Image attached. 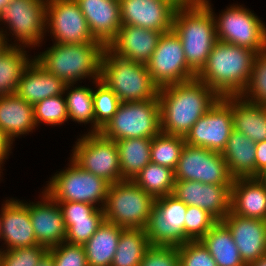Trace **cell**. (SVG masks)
<instances>
[{
  "mask_svg": "<svg viewBox=\"0 0 266 266\" xmlns=\"http://www.w3.org/2000/svg\"><path fill=\"white\" fill-rule=\"evenodd\" d=\"M221 97L197 78L159 88L161 132L185 137Z\"/></svg>",
  "mask_w": 266,
  "mask_h": 266,
  "instance_id": "cell-1",
  "label": "cell"
},
{
  "mask_svg": "<svg viewBox=\"0 0 266 266\" xmlns=\"http://www.w3.org/2000/svg\"><path fill=\"white\" fill-rule=\"evenodd\" d=\"M256 54L254 50L217 40L196 78L220 97L240 96L249 82Z\"/></svg>",
  "mask_w": 266,
  "mask_h": 266,
  "instance_id": "cell-2",
  "label": "cell"
},
{
  "mask_svg": "<svg viewBox=\"0 0 266 266\" xmlns=\"http://www.w3.org/2000/svg\"><path fill=\"white\" fill-rule=\"evenodd\" d=\"M172 29L181 39L188 66L198 74L217 41L211 9L202 0H183L175 10Z\"/></svg>",
  "mask_w": 266,
  "mask_h": 266,
  "instance_id": "cell-3",
  "label": "cell"
},
{
  "mask_svg": "<svg viewBox=\"0 0 266 266\" xmlns=\"http://www.w3.org/2000/svg\"><path fill=\"white\" fill-rule=\"evenodd\" d=\"M105 46L101 42L60 44L37 56L35 61L66 84H76L87 77L100 80L101 59Z\"/></svg>",
  "mask_w": 266,
  "mask_h": 266,
  "instance_id": "cell-4",
  "label": "cell"
},
{
  "mask_svg": "<svg viewBox=\"0 0 266 266\" xmlns=\"http://www.w3.org/2000/svg\"><path fill=\"white\" fill-rule=\"evenodd\" d=\"M100 81L121 102L157 99L159 87L153 82L147 65L122 58L105 47L101 59Z\"/></svg>",
  "mask_w": 266,
  "mask_h": 266,
  "instance_id": "cell-5",
  "label": "cell"
},
{
  "mask_svg": "<svg viewBox=\"0 0 266 266\" xmlns=\"http://www.w3.org/2000/svg\"><path fill=\"white\" fill-rule=\"evenodd\" d=\"M154 201L132 180L113 183L103 207L105 221L124 229H145Z\"/></svg>",
  "mask_w": 266,
  "mask_h": 266,
  "instance_id": "cell-6",
  "label": "cell"
},
{
  "mask_svg": "<svg viewBox=\"0 0 266 266\" xmlns=\"http://www.w3.org/2000/svg\"><path fill=\"white\" fill-rule=\"evenodd\" d=\"M47 185L44 191L56 202L98 204V208L103 209L111 184L81 169L70 159L69 166L55 173Z\"/></svg>",
  "mask_w": 266,
  "mask_h": 266,
  "instance_id": "cell-7",
  "label": "cell"
},
{
  "mask_svg": "<svg viewBox=\"0 0 266 266\" xmlns=\"http://www.w3.org/2000/svg\"><path fill=\"white\" fill-rule=\"evenodd\" d=\"M159 100L121 102L117 112L100 133L110 140L152 139L160 132Z\"/></svg>",
  "mask_w": 266,
  "mask_h": 266,
  "instance_id": "cell-8",
  "label": "cell"
},
{
  "mask_svg": "<svg viewBox=\"0 0 266 266\" xmlns=\"http://www.w3.org/2000/svg\"><path fill=\"white\" fill-rule=\"evenodd\" d=\"M202 1L211 9L218 41L254 50L256 53L264 52L265 24L256 14L241 5H231L217 18L210 1Z\"/></svg>",
  "mask_w": 266,
  "mask_h": 266,
  "instance_id": "cell-9",
  "label": "cell"
},
{
  "mask_svg": "<svg viewBox=\"0 0 266 266\" xmlns=\"http://www.w3.org/2000/svg\"><path fill=\"white\" fill-rule=\"evenodd\" d=\"M72 149L71 160L81 169L90 172L110 184L122 181L117 144L100 132L83 134Z\"/></svg>",
  "mask_w": 266,
  "mask_h": 266,
  "instance_id": "cell-10",
  "label": "cell"
},
{
  "mask_svg": "<svg viewBox=\"0 0 266 266\" xmlns=\"http://www.w3.org/2000/svg\"><path fill=\"white\" fill-rule=\"evenodd\" d=\"M175 181H199L204 184L232 185L234 177L220 152L185 143L174 170Z\"/></svg>",
  "mask_w": 266,
  "mask_h": 266,
  "instance_id": "cell-11",
  "label": "cell"
},
{
  "mask_svg": "<svg viewBox=\"0 0 266 266\" xmlns=\"http://www.w3.org/2000/svg\"><path fill=\"white\" fill-rule=\"evenodd\" d=\"M46 4L47 0H12L7 5L0 15V22L6 23L15 41H19L9 46H40L38 44H41L47 32Z\"/></svg>",
  "mask_w": 266,
  "mask_h": 266,
  "instance_id": "cell-12",
  "label": "cell"
},
{
  "mask_svg": "<svg viewBox=\"0 0 266 266\" xmlns=\"http://www.w3.org/2000/svg\"><path fill=\"white\" fill-rule=\"evenodd\" d=\"M146 65L159 88L190 81L197 76L188 66L181 39L173 29L162 34Z\"/></svg>",
  "mask_w": 266,
  "mask_h": 266,
  "instance_id": "cell-13",
  "label": "cell"
},
{
  "mask_svg": "<svg viewBox=\"0 0 266 266\" xmlns=\"http://www.w3.org/2000/svg\"><path fill=\"white\" fill-rule=\"evenodd\" d=\"M187 205L174 195L155 199L145 231L151 246L178 247L185 242Z\"/></svg>",
  "mask_w": 266,
  "mask_h": 266,
  "instance_id": "cell-14",
  "label": "cell"
},
{
  "mask_svg": "<svg viewBox=\"0 0 266 266\" xmlns=\"http://www.w3.org/2000/svg\"><path fill=\"white\" fill-rule=\"evenodd\" d=\"M233 130L232 96L221 97L184 137L185 143L222 153Z\"/></svg>",
  "mask_w": 266,
  "mask_h": 266,
  "instance_id": "cell-15",
  "label": "cell"
},
{
  "mask_svg": "<svg viewBox=\"0 0 266 266\" xmlns=\"http://www.w3.org/2000/svg\"><path fill=\"white\" fill-rule=\"evenodd\" d=\"M46 29H50L55 43L99 42L92 36L86 18L75 0H47Z\"/></svg>",
  "mask_w": 266,
  "mask_h": 266,
  "instance_id": "cell-16",
  "label": "cell"
},
{
  "mask_svg": "<svg viewBox=\"0 0 266 266\" xmlns=\"http://www.w3.org/2000/svg\"><path fill=\"white\" fill-rule=\"evenodd\" d=\"M122 25L168 32L176 8L183 0H119Z\"/></svg>",
  "mask_w": 266,
  "mask_h": 266,
  "instance_id": "cell-17",
  "label": "cell"
},
{
  "mask_svg": "<svg viewBox=\"0 0 266 266\" xmlns=\"http://www.w3.org/2000/svg\"><path fill=\"white\" fill-rule=\"evenodd\" d=\"M231 186L175 181L172 195L187 206L200 207L222 221L231 211Z\"/></svg>",
  "mask_w": 266,
  "mask_h": 266,
  "instance_id": "cell-18",
  "label": "cell"
},
{
  "mask_svg": "<svg viewBox=\"0 0 266 266\" xmlns=\"http://www.w3.org/2000/svg\"><path fill=\"white\" fill-rule=\"evenodd\" d=\"M42 196L41 202H27V208L37 243L49 249L65 242L66 227L58 202L44 190Z\"/></svg>",
  "mask_w": 266,
  "mask_h": 266,
  "instance_id": "cell-19",
  "label": "cell"
},
{
  "mask_svg": "<svg viewBox=\"0 0 266 266\" xmlns=\"http://www.w3.org/2000/svg\"><path fill=\"white\" fill-rule=\"evenodd\" d=\"M0 211V239L7 245L6 250L39 245L31 224L27 203L14 198L7 199Z\"/></svg>",
  "mask_w": 266,
  "mask_h": 266,
  "instance_id": "cell-20",
  "label": "cell"
},
{
  "mask_svg": "<svg viewBox=\"0 0 266 266\" xmlns=\"http://www.w3.org/2000/svg\"><path fill=\"white\" fill-rule=\"evenodd\" d=\"M229 228L245 265L266 253V221L244 218L231 211L222 220Z\"/></svg>",
  "mask_w": 266,
  "mask_h": 266,
  "instance_id": "cell-21",
  "label": "cell"
},
{
  "mask_svg": "<svg viewBox=\"0 0 266 266\" xmlns=\"http://www.w3.org/2000/svg\"><path fill=\"white\" fill-rule=\"evenodd\" d=\"M162 34V32L137 26L121 25L116 37L107 48L122 58L147 64Z\"/></svg>",
  "mask_w": 266,
  "mask_h": 266,
  "instance_id": "cell-22",
  "label": "cell"
},
{
  "mask_svg": "<svg viewBox=\"0 0 266 266\" xmlns=\"http://www.w3.org/2000/svg\"><path fill=\"white\" fill-rule=\"evenodd\" d=\"M86 18L95 40L105 47L116 37L120 29L121 12L119 0H75Z\"/></svg>",
  "mask_w": 266,
  "mask_h": 266,
  "instance_id": "cell-23",
  "label": "cell"
},
{
  "mask_svg": "<svg viewBox=\"0 0 266 266\" xmlns=\"http://www.w3.org/2000/svg\"><path fill=\"white\" fill-rule=\"evenodd\" d=\"M231 212L244 218L266 221V187L257 177L234 178Z\"/></svg>",
  "mask_w": 266,
  "mask_h": 266,
  "instance_id": "cell-24",
  "label": "cell"
},
{
  "mask_svg": "<svg viewBox=\"0 0 266 266\" xmlns=\"http://www.w3.org/2000/svg\"><path fill=\"white\" fill-rule=\"evenodd\" d=\"M66 83L47 72L33 58L23 71L16 94L33 106L45 98L65 93Z\"/></svg>",
  "mask_w": 266,
  "mask_h": 266,
  "instance_id": "cell-25",
  "label": "cell"
},
{
  "mask_svg": "<svg viewBox=\"0 0 266 266\" xmlns=\"http://www.w3.org/2000/svg\"><path fill=\"white\" fill-rule=\"evenodd\" d=\"M34 106L16 93L0 96V128L12 141L35 129Z\"/></svg>",
  "mask_w": 266,
  "mask_h": 266,
  "instance_id": "cell-26",
  "label": "cell"
},
{
  "mask_svg": "<svg viewBox=\"0 0 266 266\" xmlns=\"http://www.w3.org/2000/svg\"><path fill=\"white\" fill-rule=\"evenodd\" d=\"M256 143L244 134L232 130L222 151L230 174L234 178L256 177Z\"/></svg>",
  "mask_w": 266,
  "mask_h": 266,
  "instance_id": "cell-27",
  "label": "cell"
},
{
  "mask_svg": "<svg viewBox=\"0 0 266 266\" xmlns=\"http://www.w3.org/2000/svg\"><path fill=\"white\" fill-rule=\"evenodd\" d=\"M233 129L255 143L266 140V106L232 96Z\"/></svg>",
  "mask_w": 266,
  "mask_h": 266,
  "instance_id": "cell-28",
  "label": "cell"
},
{
  "mask_svg": "<svg viewBox=\"0 0 266 266\" xmlns=\"http://www.w3.org/2000/svg\"><path fill=\"white\" fill-rule=\"evenodd\" d=\"M124 228L103 221L94 235L83 245L88 266H111Z\"/></svg>",
  "mask_w": 266,
  "mask_h": 266,
  "instance_id": "cell-29",
  "label": "cell"
},
{
  "mask_svg": "<svg viewBox=\"0 0 266 266\" xmlns=\"http://www.w3.org/2000/svg\"><path fill=\"white\" fill-rule=\"evenodd\" d=\"M201 241L217 266H246L229 228L222 221H218Z\"/></svg>",
  "mask_w": 266,
  "mask_h": 266,
  "instance_id": "cell-30",
  "label": "cell"
},
{
  "mask_svg": "<svg viewBox=\"0 0 266 266\" xmlns=\"http://www.w3.org/2000/svg\"><path fill=\"white\" fill-rule=\"evenodd\" d=\"M121 166V178L132 180L151 162L150 138H128L115 141Z\"/></svg>",
  "mask_w": 266,
  "mask_h": 266,
  "instance_id": "cell-31",
  "label": "cell"
},
{
  "mask_svg": "<svg viewBox=\"0 0 266 266\" xmlns=\"http://www.w3.org/2000/svg\"><path fill=\"white\" fill-rule=\"evenodd\" d=\"M23 47L8 46L0 54V96L15 94L23 71L33 60Z\"/></svg>",
  "mask_w": 266,
  "mask_h": 266,
  "instance_id": "cell-32",
  "label": "cell"
},
{
  "mask_svg": "<svg viewBox=\"0 0 266 266\" xmlns=\"http://www.w3.org/2000/svg\"><path fill=\"white\" fill-rule=\"evenodd\" d=\"M150 246L145 229H123L111 266H139Z\"/></svg>",
  "mask_w": 266,
  "mask_h": 266,
  "instance_id": "cell-33",
  "label": "cell"
},
{
  "mask_svg": "<svg viewBox=\"0 0 266 266\" xmlns=\"http://www.w3.org/2000/svg\"><path fill=\"white\" fill-rule=\"evenodd\" d=\"M132 181L154 199L171 195L175 185L174 170L148 163Z\"/></svg>",
  "mask_w": 266,
  "mask_h": 266,
  "instance_id": "cell-34",
  "label": "cell"
},
{
  "mask_svg": "<svg viewBox=\"0 0 266 266\" xmlns=\"http://www.w3.org/2000/svg\"><path fill=\"white\" fill-rule=\"evenodd\" d=\"M73 87V89L71 88ZM70 89V90H69ZM72 89V90H71ZM63 96L66 99L69 120L77 123H91L92 129L89 132H95V116L93 110V89L85 86L74 88V84H67Z\"/></svg>",
  "mask_w": 266,
  "mask_h": 266,
  "instance_id": "cell-35",
  "label": "cell"
},
{
  "mask_svg": "<svg viewBox=\"0 0 266 266\" xmlns=\"http://www.w3.org/2000/svg\"><path fill=\"white\" fill-rule=\"evenodd\" d=\"M184 145V137L160 131L152 138L151 162L175 170Z\"/></svg>",
  "mask_w": 266,
  "mask_h": 266,
  "instance_id": "cell-36",
  "label": "cell"
},
{
  "mask_svg": "<svg viewBox=\"0 0 266 266\" xmlns=\"http://www.w3.org/2000/svg\"><path fill=\"white\" fill-rule=\"evenodd\" d=\"M96 84L93 90V110L95 116V132H100L117 112L121 101L103 82L92 81Z\"/></svg>",
  "mask_w": 266,
  "mask_h": 266,
  "instance_id": "cell-37",
  "label": "cell"
},
{
  "mask_svg": "<svg viewBox=\"0 0 266 266\" xmlns=\"http://www.w3.org/2000/svg\"><path fill=\"white\" fill-rule=\"evenodd\" d=\"M243 99L266 106V53L255 55L251 76L245 90L240 95Z\"/></svg>",
  "mask_w": 266,
  "mask_h": 266,
  "instance_id": "cell-38",
  "label": "cell"
},
{
  "mask_svg": "<svg viewBox=\"0 0 266 266\" xmlns=\"http://www.w3.org/2000/svg\"><path fill=\"white\" fill-rule=\"evenodd\" d=\"M60 94L48 97L34 105V120L36 126L39 123L47 125H62L69 119L66 99Z\"/></svg>",
  "mask_w": 266,
  "mask_h": 266,
  "instance_id": "cell-39",
  "label": "cell"
},
{
  "mask_svg": "<svg viewBox=\"0 0 266 266\" xmlns=\"http://www.w3.org/2000/svg\"><path fill=\"white\" fill-rule=\"evenodd\" d=\"M218 220L208 211L196 206H187L185 215V240H201Z\"/></svg>",
  "mask_w": 266,
  "mask_h": 266,
  "instance_id": "cell-40",
  "label": "cell"
},
{
  "mask_svg": "<svg viewBox=\"0 0 266 266\" xmlns=\"http://www.w3.org/2000/svg\"><path fill=\"white\" fill-rule=\"evenodd\" d=\"M47 252L48 248L40 244L12 250L1 248L0 266H37Z\"/></svg>",
  "mask_w": 266,
  "mask_h": 266,
  "instance_id": "cell-41",
  "label": "cell"
},
{
  "mask_svg": "<svg viewBox=\"0 0 266 266\" xmlns=\"http://www.w3.org/2000/svg\"><path fill=\"white\" fill-rule=\"evenodd\" d=\"M179 266H217L207 247L198 241H187L177 247Z\"/></svg>",
  "mask_w": 266,
  "mask_h": 266,
  "instance_id": "cell-42",
  "label": "cell"
},
{
  "mask_svg": "<svg viewBox=\"0 0 266 266\" xmlns=\"http://www.w3.org/2000/svg\"><path fill=\"white\" fill-rule=\"evenodd\" d=\"M54 266H88L83 245L62 242L48 249Z\"/></svg>",
  "mask_w": 266,
  "mask_h": 266,
  "instance_id": "cell-43",
  "label": "cell"
},
{
  "mask_svg": "<svg viewBox=\"0 0 266 266\" xmlns=\"http://www.w3.org/2000/svg\"><path fill=\"white\" fill-rule=\"evenodd\" d=\"M105 219L64 220L66 227L65 242L84 245L97 231Z\"/></svg>",
  "mask_w": 266,
  "mask_h": 266,
  "instance_id": "cell-44",
  "label": "cell"
},
{
  "mask_svg": "<svg viewBox=\"0 0 266 266\" xmlns=\"http://www.w3.org/2000/svg\"><path fill=\"white\" fill-rule=\"evenodd\" d=\"M139 266H179L177 247L150 246Z\"/></svg>",
  "mask_w": 266,
  "mask_h": 266,
  "instance_id": "cell-45",
  "label": "cell"
},
{
  "mask_svg": "<svg viewBox=\"0 0 266 266\" xmlns=\"http://www.w3.org/2000/svg\"><path fill=\"white\" fill-rule=\"evenodd\" d=\"M64 220L105 219L104 211L95 205L81 202H58Z\"/></svg>",
  "mask_w": 266,
  "mask_h": 266,
  "instance_id": "cell-46",
  "label": "cell"
},
{
  "mask_svg": "<svg viewBox=\"0 0 266 266\" xmlns=\"http://www.w3.org/2000/svg\"><path fill=\"white\" fill-rule=\"evenodd\" d=\"M256 177L266 169V140L256 143Z\"/></svg>",
  "mask_w": 266,
  "mask_h": 266,
  "instance_id": "cell-47",
  "label": "cell"
},
{
  "mask_svg": "<svg viewBox=\"0 0 266 266\" xmlns=\"http://www.w3.org/2000/svg\"><path fill=\"white\" fill-rule=\"evenodd\" d=\"M12 145V141L0 128V170H2L1 165L4 163L3 161L8 158L9 153H12L10 152ZM0 173H2V171H0Z\"/></svg>",
  "mask_w": 266,
  "mask_h": 266,
  "instance_id": "cell-48",
  "label": "cell"
},
{
  "mask_svg": "<svg viewBox=\"0 0 266 266\" xmlns=\"http://www.w3.org/2000/svg\"><path fill=\"white\" fill-rule=\"evenodd\" d=\"M37 266H54V260L52 255L49 252H47L38 262Z\"/></svg>",
  "mask_w": 266,
  "mask_h": 266,
  "instance_id": "cell-49",
  "label": "cell"
},
{
  "mask_svg": "<svg viewBox=\"0 0 266 266\" xmlns=\"http://www.w3.org/2000/svg\"><path fill=\"white\" fill-rule=\"evenodd\" d=\"M6 35L7 34L4 33L3 29H0V54L9 46Z\"/></svg>",
  "mask_w": 266,
  "mask_h": 266,
  "instance_id": "cell-50",
  "label": "cell"
},
{
  "mask_svg": "<svg viewBox=\"0 0 266 266\" xmlns=\"http://www.w3.org/2000/svg\"><path fill=\"white\" fill-rule=\"evenodd\" d=\"M246 266H266V253L256 261H253L252 263Z\"/></svg>",
  "mask_w": 266,
  "mask_h": 266,
  "instance_id": "cell-51",
  "label": "cell"
},
{
  "mask_svg": "<svg viewBox=\"0 0 266 266\" xmlns=\"http://www.w3.org/2000/svg\"><path fill=\"white\" fill-rule=\"evenodd\" d=\"M12 0H0V15Z\"/></svg>",
  "mask_w": 266,
  "mask_h": 266,
  "instance_id": "cell-52",
  "label": "cell"
},
{
  "mask_svg": "<svg viewBox=\"0 0 266 266\" xmlns=\"http://www.w3.org/2000/svg\"><path fill=\"white\" fill-rule=\"evenodd\" d=\"M257 178L264 184V186L266 187V169L261 172Z\"/></svg>",
  "mask_w": 266,
  "mask_h": 266,
  "instance_id": "cell-53",
  "label": "cell"
},
{
  "mask_svg": "<svg viewBox=\"0 0 266 266\" xmlns=\"http://www.w3.org/2000/svg\"><path fill=\"white\" fill-rule=\"evenodd\" d=\"M264 52L266 53V27H265V48H264Z\"/></svg>",
  "mask_w": 266,
  "mask_h": 266,
  "instance_id": "cell-54",
  "label": "cell"
}]
</instances>
